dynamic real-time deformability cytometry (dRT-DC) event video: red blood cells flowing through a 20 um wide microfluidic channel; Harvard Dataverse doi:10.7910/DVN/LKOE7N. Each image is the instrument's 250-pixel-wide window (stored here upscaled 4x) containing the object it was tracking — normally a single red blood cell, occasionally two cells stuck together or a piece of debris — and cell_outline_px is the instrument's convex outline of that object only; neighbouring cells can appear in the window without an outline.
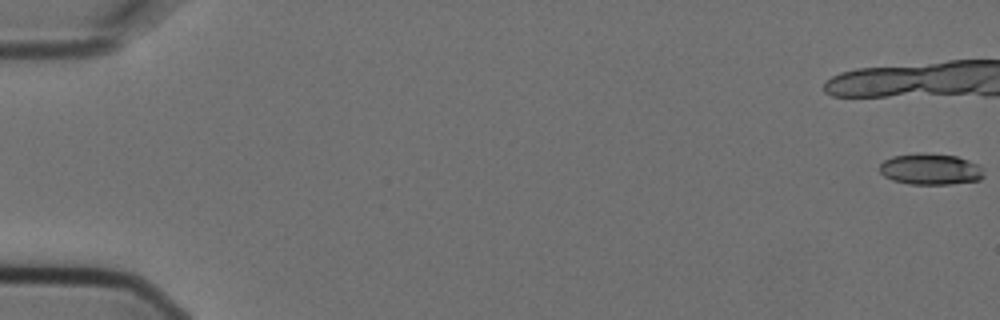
{"species": "Egyptian fruit bat (a non-hibernating species)", "species_latin": "Rousettus aegyptiacus", "temperature_condition": "cold", "stored_images_in_passage": 8, "camera_frame_rate_fps": 3000, "um_per_image_px": 0.085, "animal": {"sex": "female"}, "frame": {"image": 1, "passage_image": 1, "time_ms": 0.0, "image_size_px": [1000, 320], "cell_outline_px": [[984, 176], [980, 180], [948, 184], [908, 184], [892, 180], [884, 176], [880, 172], [880, 164], [884, 160], [892, 156], [916, 152], [924, 152], [956, 156], [968, 160], [976, 164], [980, 168]], "centroid_in_image_um": [79.04, 14.37], "position_along_channel_um": 6.0, "area_um2": 19.02}}